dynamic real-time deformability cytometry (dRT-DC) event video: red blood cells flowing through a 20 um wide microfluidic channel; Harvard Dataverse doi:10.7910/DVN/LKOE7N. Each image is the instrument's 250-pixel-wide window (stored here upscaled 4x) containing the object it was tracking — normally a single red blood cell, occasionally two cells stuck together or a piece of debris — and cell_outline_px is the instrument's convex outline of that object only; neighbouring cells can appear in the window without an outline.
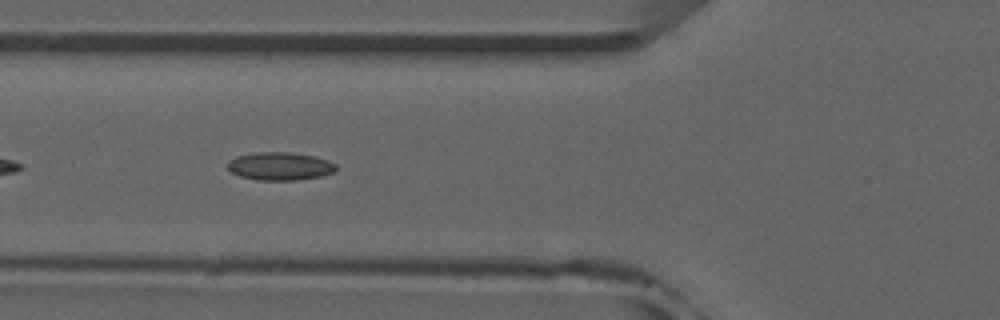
{"species": "common noctule bat (a hibernating species)", "species_latin": "Nyctalus noctula", "temperature_condition": "room temperature", "stored_images_in_passage": 39, "camera_frame_rate_fps": 3000, "um_per_image_px": 0.085, "animal": {"sex": "male", "forearm_length_mm": 52.5}, "frame": {"image": 1, "passage_image": 6, "time_ms": 1.667, "image_size_px": [1000, 320], "cell_outline_px": [[336, 168], [332, 172], [320, 176], [296, 180], [256, 180], [240, 176], [232, 172], [224, 164], [228, 160], [236, 156], [256, 152], [288, 152], [316, 156], [328, 160], [336, 164]], "centroid_in_image_um": [23.75, 14.12], "position_along_channel_um": 102.1, "area_um2": 17.8}, "authors_computed_cell_mechanics": {"area_um2": 16.7042, "velocity_mm_per_s": 3.9257, "shape_relaxation_time_tau1_ms": null, "shape_relaxation_time_tau2_ms": 2.7024, "deformation_change_tau1": null, "deformation_change_tau2": 0.0821}}